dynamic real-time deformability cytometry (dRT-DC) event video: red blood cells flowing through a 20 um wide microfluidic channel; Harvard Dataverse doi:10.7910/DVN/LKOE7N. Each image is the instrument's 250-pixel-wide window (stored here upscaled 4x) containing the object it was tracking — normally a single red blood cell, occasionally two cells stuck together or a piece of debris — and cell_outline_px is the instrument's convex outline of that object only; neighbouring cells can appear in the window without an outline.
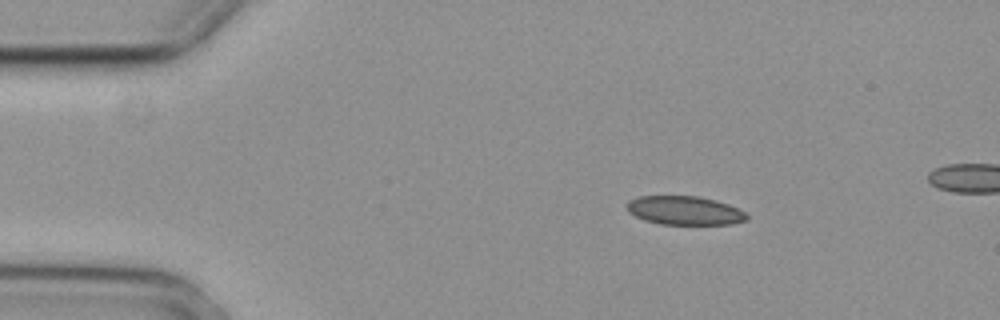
{"species": "common noctule bat (a hibernating species)", "species_latin": "Nyctalus noctula", "temperature_condition": "cold", "stored_images_in_passage": 4, "camera_frame_rate_fps": 3000, "um_per_image_px": 0.085, "animal": {"sex": "female", "body_mass_g": 29.2, "forearm_length_mm": 56.3}, "frame": {"image": 1, "passage_image": 2, "time_ms": 0.333, "image_size_px": [1000, 320], "cell_outline_px": [[748, 220], [732, 224], [660, 224], [644, 220], [628, 212], [624, 204], [628, 200], [640, 196], [700, 196], [716, 200], [728, 204], [744, 212], [748, 216]], "centroid_in_image_um": [58.16, 17.89], "position_along_channel_um": 26.8, "area_um2": 20.23}}